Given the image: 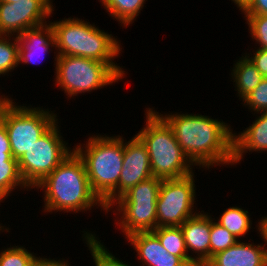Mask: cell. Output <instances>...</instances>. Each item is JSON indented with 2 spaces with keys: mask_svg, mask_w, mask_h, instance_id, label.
I'll return each mask as SVG.
<instances>
[{
  "mask_svg": "<svg viewBox=\"0 0 267 266\" xmlns=\"http://www.w3.org/2000/svg\"><path fill=\"white\" fill-rule=\"evenodd\" d=\"M195 166L233 165V133L228 124L200 114H159Z\"/></svg>",
  "mask_w": 267,
  "mask_h": 266,
  "instance_id": "obj_1",
  "label": "cell"
},
{
  "mask_svg": "<svg viewBox=\"0 0 267 266\" xmlns=\"http://www.w3.org/2000/svg\"><path fill=\"white\" fill-rule=\"evenodd\" d=\"M35 187L44 191L45 212L78 213L98 205L107 213L103 203L92 191L84 163L75 151Z\"/></svg>",
  "mask_w": 267,
  "mask_h": 266,
  "instance_id": "obj_2",
  "label": "cell"
},
{
  "mask_svg": "<svg viewBox=\"0 0 267 266\" xmlns=\"http://www.w3.org/2000/svg\"><path fill=\"white\" fill-rule=\"evenodd\" d=\"M86 145L73 150L82 159L90 187L106 209L117 200V186L123 169L124 139L118 136H90Z\"/></svg>",
  "mask_w": 267,
  "mask_h": 266,
  "instance_id": "obj_3",
  "label": "cell"
},
{
  "mask_svg": "<svg viewBox=\"0 0 267 266\" xmlns=\"http://www.w3.org/2000/svg\"><path fill=\"white\" fill-rule=\"evenodd\" d=\"M50 23L54 30L55 48H58L56 56L70 55L105 62L122 80L125 71L113 62L122 48L112 34L76 17Z\"/></svg>",
  "mask_w": 267,
  "mask_h": 266,
  "instance_id": "obj_4",
  "label": "cell"
},
{
  "mask_svg": "<svg viewBox=\"0 0 267 266\" xmlns=\"http://www.w3.org/2000/svg\"><path fill=\"white\" fill-rule=\"evenodd\" d=\"M146 127L137 136L146 145L153 177L178 179L193 173V163L183 153L172 129L153 110H146Z\"/></svg>",
  "mask_w": 267,
  "mask_h": 266,
  "instance_id": "obj_5",
  "label": "cell"
},
{
  "mask_svg": "<svg viewBox=\"0 0 267 266\" xmlns=\"http://www.w3.org/2000/svg\"><path fill=\"white\" fill-rule=\"evenodd\" d=\"M56 117L48 109L16 106L5 97L0 102V119L8 134L12 157L18 161L56 123Z\"/></svg>",
  "mask_w": 267,
  "mask_h": 266,
  "instance_id": "obj_6",
  "label": "cell"
},
{
  "mask_svg": "<svg viewBox=\"0 0 267 266\" xmlns=\"http://www.w3.org/2000/svg\"><path fill=\"white\" fill-rule=\"evenodd\" d=\"M55 61L54 81L70 98L121 80L105 62L70 55L56 56Z\"/></svg>",
  "mask_w": 267,
  "mask_h": 266,
  "instance_id": "obj_7",
  "label": "cell"
},
{
  "mask_svg": "<svg viewBox=\"0 0 267 266\" xmlns=\"http://www.w3.org/2000/svg\"><path fill=\"white\" fill-rule=\"evenodd\" d=\"M56 122L18 160L20 175L25 184L35 188L74 150L66 146ZM68 147V148H67Z\"/></svg>",
  "mask_w": 267,
  "mask_h": 266,
  "instance_id": "obj_8",
  "label": "cell"
},
{
  "mask_svg": "<svg viewBox=\"0 0 267 266\" xmlns=\"http://www.w3.org/2000/svg\"><path fill=\"white\" fill-rule=\"evenodd\" d=\"M194 172L178 179L162 180L157 198V227L181 226L195 216Z\"/></svg>",
  "mask_w": 267,
  "mask_h": 266,
  "instance_id": "obj_9",
  "label": "cell"
},
{
  "mask_svg": "<svg viewBox=\"0 0 267 266\" xmlns=\"http://www.w3.org/2000/svg\"><path fill=\"white\" fill-rule=\"evenodd\" d=\"M53 9L51 0L0 3V35L18 36L27 29L44 25Z\"/></svg>",
  "mask_w": 267,
  "mask_h": 266,
  "instance_id": "obj_10",
  "label": "cell"
},
{
  "mask_svg": "<svg viewBox=\"0 0 267 266\" xmlns=\"http://www.w3.org/2000/svg\"><path fill=\"white\" fill-rule=\"evenodd\" d=\"M153 177L146 145L134 135L124 143L123 169L117 186V199L129 188Z\"/></svg>",
  "mask_w": 267,
  "mask_h": 266,
  "instance_id": "obj_11",
  "label": "cell"
},
{
  "mask_svg": "<svg viewBox=\"0 0 267 266\" xmlns=\"http://www.w3.org/2000/svg\"><path fill=\"white\" fill-rule=\"evenodd\" d=\"M112 206L121 214L120 222H116L127 237L137 232L153 231L157 228V201H114Z\"/></svg>",
  "mask_w": 267,
  "mask_h": 266,
  "instance_id": "obj_12",
  "label": "cell"
},
{
  "mask_svg": "<svg viewBox=\"0 0 267 266\" xmlns=\"http://www.w3.org/2000/svg\"><path fill=\"white\" fill-rule=\"evenodd\" d=\"M188 252L192 250L196 256L193 262L204 266L210 260V230L211 216L208 213H198L188 218L181 226Z\"/></svg>",
  "mask_w": 267,
  "mask_h": 266,
  "instance_id": "obj_13",
  "label": "cell"
},
{
  "mask_svg": "<svg viewBox=\"0 0 267 266\" xmlns=\"http://www.w3.org/2000/svg\"><path fill=\"white\" fill-rule=\"evenodd\" d=\"M126 238L143 266H188L180 257L168 253L152 231L137 232Z\"/></svg>",
  "mask_w": 267,
  "mask_h": 266,
  "instance_id": "obj_14",
  "label": "cell"
},
{
  "mask_svg": "<svg viewBox=\"0 0 267 266\" xmlns=\"http://www.w3.org/2000/svg\"><path fill=\"white\" fill-rule=\"evenodd\" d=\"M204 266H267L265 245L238 240L233 246L216 253Z\"/></svg>",
  "mask_w": 267,
  "mask_h": 266,
  "instance_id": "obj_15",
  "label": "cell"
},
{
  "mask_svg": "<svg viewBox=\"0 0 267 266\" xmlns=\"http://www.w3.org/2000/svg\"><path fill=\"white\" fill-rule=\"evenodd\" d=\"M19 41V60L18 63L36 64L40 55L45 54L50 49L56 47L54 30L51 23L30 28L17 36Z\"/></svg>",
  "mask_w": 267,
  "mask_h": 266,
  "instance_id": "obj_16",
  "label": "cell"
},
{
  "mask_svg": "<svg viewBox=\"0 0 267 266\" xmlns=\"http://www.w3.org/2000/svg\"><path fill=\"white\" fill-rule=\"evenodd\" d=\"M248 151H267V111L260 112V116L243 132L233 133V164L239 163Z\"/></svg>",
  "mask_w": 267,
  "mask_h": 266,
  "instance_id": "obj_17",
  "label": "cell"
},
{
  "mask_svg": "<svg viewBox=\"0 0 267 266\" xmlns=\"http://www.w3.org/2000/svg\"><path fill=\"white\" fill-rule=\"evenodd\" d=\"M242 57L234 64L231 72L239 99H243L252 92L264 79V76L257 70L251 60L246 55Z\"/></svg>",
  "mask_w": 267,
  "mask_h": 266,
  "instance_id": "obj_18",
  "label": "cell"
},
{
  "mask_svg": "<svg viewBox=\"0 0 267 266\" xmlns=\"http://www.w3.org/2000/svg\"><path fill=\"white\" fill-rule=\"evenodd\" d=\"M168 253L180 257L188 266H197L189 255L180 226L157 227L152 231Z\"/></svg>",
  "mask_w": 267,
  "mask_h": 266,
  "instance_id": "obj_19",
  "label": "cell"
},
{
  "mask_svg": "<svg viewBox=\"0 0 267 266\" xmlns=\"http://www.w3.org/2000/svg\"><path fill=\"white\" fill-rule=\"evenodd\" d=\"M145 0H107L104 8L109 15L119 21L124 27L132 24L143 9Z\"/></svg>",
  "mask_w": 267,
  "mask_h": 266,
  "instance_id": "obj_20",
  "label": "cell"
},
{
  "mask_svg": "<svg viewBox=\"0 0 267 266\" xmlns=\"http://www.w3.org/2000/svg\"><path fill=\"white\" fill-rule=\"evenodd\" d=\"M217 221L237 239L245 237L252 225L249 212L239 207H229Z\"/></svg>",
  "mask_w": 267,
  "mask_h": 266,
  "instance_id": "obj_21",
  "label": "cell"
},
{
  "mask_svg": "<svg viewBox=\"0 0 267 266\" xmlns=\"http://www.w3.org/2000/svg\"><path fill=\"white\" fill-rule=\"evenodd\" d=\"M161 178L151 177L129 188L115 201H157Z\"/></svg>",
  "mask_w": 267,
  "mask_h": 266,
  "instance_id": "obj_22",
  "label": "cell"
},
{
  "mask_svg": "<svg viewBox=\"0 0 267 266\" xmlns=\"http://www.w3.org/2000/svg\"><path fill=\"white\" fill-rule=\"evenodd\" d=\"M11 37V35H0V75L2 76L19 66V41L17 36H13L12 43Z\"/></svg>",
  "mask_w": 267,
  "mask_h": 266,
  "instance_id": "obj_23",
  "label": "cell"
},
{
  "mask_svg": "<svg viewBox=\"0 0 267 266\" xmlns=\"http://www.w3.org/2000/svg\"><path fill=\"white\" fill-rule=\"evenodd\" d=\"M86 240V244L90 250V253L95 262V266H130L122 262V260L117 259L112 253H109V250L98 241L95 234L85 233L83 234Z\"/></svg>",
  "mask_w": 267,
  "mask_h": 266,
  "instance_id": "obj_24",
  "label": "cell"
},
{
  "mask_svg": "<svg viewBox=\"0 0 267 266\" xmlns=\"http://www.w3.org/2000/svg\"><path fill=\"white\" fill-rule=\"evenodd\" d=\"M238 240L225 227L215 222L211 217L210 259L216 253L233 246Z\"/></svg>",
  "mask_w": 267,
  "mask_h": 266,
  "instance_id": "obj_25",
  "label": "cell"
},
{
  "mask_svg": "<svg viewBox=\"0 0 267 266\" xmlns=\"http://www.w3.org/2000/svg\"><path fill=\"white\" fill-rule=\"evenodd\" d=\"M37 257L23 246H10L0 252V266H33Z\"/></svg>",
  "mask_w": 267,
  "mask_h": 266,
  "instance_id": "obj_26",
  "label": "cell"
},
{
  "mask_svg": "<svg viewBox=\"0 0 267 266\" xmlns=\"http://www.w3.org/2000/svg\"><path fill=\"white\" fill-rule=\"evenodd\" d=\"M29 188L23 181L18 165H0V193L10 196L15 188Z\"/></svg>",
  "mask_w": 267,
  "mask_h": 266,
  "instance_id": "obj_27",
  "label": "cell"
},
{
  "mask_svg": "<svg viewBox=\"0 0 267 266\" xmlns=\"http://www.w3.org/2000/svg\"><path fill=\"white\" fill-rule=\"evenodd\" d=\"M250 34L259 47L267 49V15H244Z\"/></svg>",
  "mask_w": 267,
  "mask_h": 266,
  "instance_id": "obj_28",
  "label": "cell"
},
{
  "mask_svg": "<svg viewBox=\"0 0 267 266\" xmlns=\"http://www.w3.org/2000/svg\"><path fill=\"white\" fill-rule=\"evenodd\" d=\"M242 101L244 105L249 106L251 112L254 111L258 114L267 111V78H264Z\"/></svg>",
  "mask_w": 267,
  "mask_h": 266,
  "instance_id": "obj_29",
  "label": "cell"
},
{
  "mask_svg": "<svg viewBox=\"0 0 267 266\" xmlns=\"http://www.w3.org/2000/svg\"><path fill=\"white\" fill-rule=\"evenodd\" d=\"M248 55L249 54H246L257 70L264 76V78H267V49L258 48L253 53V56L249 57Z\"/></svg>",
  "mask_w": 267,
  "mask_h": 266,
  "instance_id": "obj_30",
  "label": "cell"
},
{
  "mask_svg": "<svg viewBox=\"0 0 267 266\" xmlns=\"http://www.w3.org/2000/svg\"><path fill=\"white\" fill-rule=\"evenodd\" d=\"M241 12L245 15H267V0H251Z\"/></svg>",
  "mask_w": 267,
  "mask_h": 266,
  "instance_id": "obj_31",
  "label": "cell"
},
{
  "mask_svg": "<svg viewBox=\"0 0 267 266\" xmlns=\"http://www.w3.org/2000/svg\"><path fill=\"white\" fill-rule=\"evenodd\" d=\"M0 150L4 153H12L7 131L3 121L0 119Z\"/></svg>",
  "mask_w": 267,
  "mask_h": 266,
  "instance_id": "obj_32",
  "label": "cell"
},
{
  "mask_svg": "<svg viewBox=\"0 0 267 266\" xmlns=\"http://www.w3.org/2000/svg\"><path fill=\"white\" fill-rule=\"evenodd\" d=\"M62 260L37 257L33 266H69L70 265L67 263L68 262L67 260L66 261H64L65 259H62Z\"/></svg>",
  "mask_w": 267,
  "mask_h": 266,
  "instance_id": "obj_33",
  "label": "cell"
},
{
  "mask_svg": "<svg viewBox=\"0 0 267 266\" xmlns=\"http://www.w3.org/2000/svg\"><path fill=\"white\" fill-rule=\"evenodd\" d=\"M0 165H18V161L12 157V153L0 150Z\"/></svg>",
  "mask_w": 267,
  "mask_h": 266,
  "instance_id": "obj_34",
  "label": "cell"
},
{
  "mask_svg": "<svg viewBox=\"0 0 267 266\" xmlns=\"http://www.w3.org/2000/svg\"><path fill=\"white\" fill-rule=\"evenodd\" d=\"M261 219L262 220H260V222L258 223L259 225H257V230L261 234V237L264 239V242L266 243L265 245H267V216L262 217Z\"/></svg>",
  "mask_w": 267,
  "mask_h": 266,
  "instance_id": "obj_35",
  "label": "cell"
},
{
  "mask_svg": "<svg viewBox=\"0 0 267 266\" xmlns=\"http://www.w3.org/2000/svg\"><path fill=\"white\" fill-rule=\"evenodd\" d=\"M232 1L235 3V5L237 4L239 10L242 11L251 0H232Z\"/></svg>",
  "mask_w": 267,
  "mask_h": 266,
  "instance_id": "obj_36",
  "label": "cell"
},
{
  "mask_svg": "<svg viewBox=\"0 0 267 266\" xmlns=\"http://www.w3.org/2000/svg\"><path fill=\"white\" fill-rule=\"evenodd\" d=\"M18 1H20V0H0V3H15Z\"/></svg>",
  "mask_w": 267,
  "mask_h": 266,
  "instance_id": "obj_37",
  "label": "cell"
},
{
  "mask_svg": "<svg viewBox=\"0 0 267 266\" xmlns=\"http://www.w3.org/2000/svg\"><path fill=\"white\" fill-rule=\"evenodd\" d=\"M3 199H6V197L0 193V202H2ZM4 227H5V226H1V224H0V231H1L2 229H4Z\"/></svg>",
  "mask_w": 267,
  "mask_h": 266,
  "instance_id": "obj_38",
  "label": "cell"
},
{
  "mask_svg": "<svg viewBox=\"0 0 267 266\" xmlns=\"http://www.w3.org/2000/svg\"><path fill=\"white\" fill-rule=\"evenodd\" d=\"M100 2H102V6H103L107 2V0H101Z\"/></svg>",
  "mask_w": 267,
  "mask_h": 266,
  "instance_id": "obj_39",
  "label": "cell"
},
{
  "mask_svg": "<svg viewBox=\"0 0 267 266\" xmlns=\"http://www.w3.org/2000/svg\"><path fill=\"white\" fill-rule=\"evenodd\" d=\"M4 98H5V95H4V96L1 95V97H0V102H1Z\"/></svg>",
  "mask_w": 267,
  "mask_h": 266,
  "instance_id": "obj_40",
  "label": "cell"
}]
</instances>
